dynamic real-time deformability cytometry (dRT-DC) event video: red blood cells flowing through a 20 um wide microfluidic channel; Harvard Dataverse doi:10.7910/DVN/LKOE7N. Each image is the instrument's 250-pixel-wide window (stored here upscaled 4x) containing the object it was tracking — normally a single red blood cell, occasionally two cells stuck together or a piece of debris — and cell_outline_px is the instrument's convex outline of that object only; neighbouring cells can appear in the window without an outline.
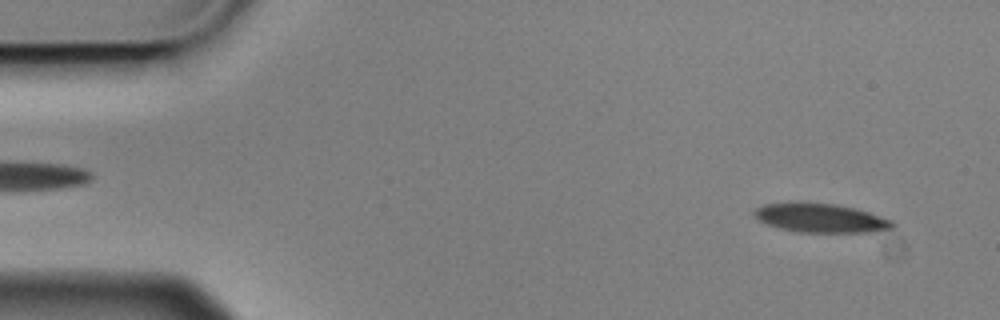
{"species": "Egyptian fruit bat (a non-hibernating species)", "species_latin": "Rousettus aegyptiacus", "temperature_condition": "cold", "stored_images_in_passage": 4, "camera_frame_rate_fps": 3000, "um_per_image_px": 0.085, "animal": {"sex": "male"}, "frame": {"image": 1, "passage_image": 1, "time_ms": 0.0, "image_size_px": [1000, 320], "cell_outline_px": [[896, 224], [892, 228], [872, 232], [796, 232], [780, 228], [768, 224], [752, 216], [752, 212], [756, 208], [764, 204], [836, 204], [856, 208], [892, 220]], "centroid_in_image_um": [69.79, 18.55], "position_along_channel_um": 15.2, "area_um2": 22.83}}
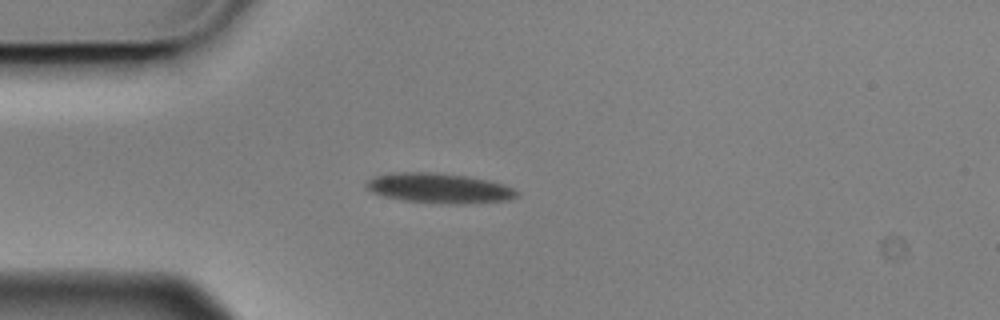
{"frame": {"image": 2, "passage_image": 3, "time_ms": 0.667, "image_size_px": [1000, 320], "cell_outline_px": [[520, 192], [516, 196], [504, 200], [404, 200], [384, 196], [372, 192], [364, 184], [368, 180], [376, 176], [392, 172], [432, 172], [468, 176], [488, 180], [504, 184]], "centroid_in_image_um": [37.23, 15.91], "position_along_channel_um": 47.8, "area_um2": 24.45}}